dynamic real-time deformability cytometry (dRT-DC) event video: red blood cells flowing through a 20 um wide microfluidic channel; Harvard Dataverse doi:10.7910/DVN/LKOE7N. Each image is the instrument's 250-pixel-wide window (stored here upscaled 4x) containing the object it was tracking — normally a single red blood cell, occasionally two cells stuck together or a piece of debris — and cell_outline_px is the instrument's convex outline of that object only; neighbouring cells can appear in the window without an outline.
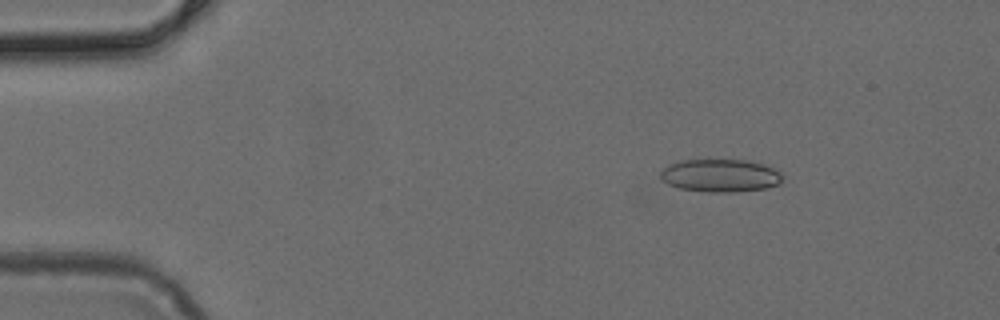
{"species": "common noctule bat (a hibernating species)", "species_latin": "Nyctalus noctula", "temperature_condition": "cold", "stored_images_in_passage": 4, "camera_frame_rate_fps": 3000, "um_per_image_px": 0.085, "animal": {"sex": "female", "body_mass_g": 24.6, "forearm_length_mm": 56.2}, "frame": {"image": 1, "passage_image": 2, "time_ms": 0.333, "image_size_px": [1000, 320], "cell_outline_px": [[784, 176], [780, 184], [768, 188], [736, 192], [708, 192], [680, 188], [668, 184], [660, 176], [660, 172], [664, 168], [680, 160], [748, 160], [764, 164], [780, 172]], "centroid_in_image_um": [61.28, 14.93], "position_along_channel_um": 23.7, "area_um2": 23.41}}